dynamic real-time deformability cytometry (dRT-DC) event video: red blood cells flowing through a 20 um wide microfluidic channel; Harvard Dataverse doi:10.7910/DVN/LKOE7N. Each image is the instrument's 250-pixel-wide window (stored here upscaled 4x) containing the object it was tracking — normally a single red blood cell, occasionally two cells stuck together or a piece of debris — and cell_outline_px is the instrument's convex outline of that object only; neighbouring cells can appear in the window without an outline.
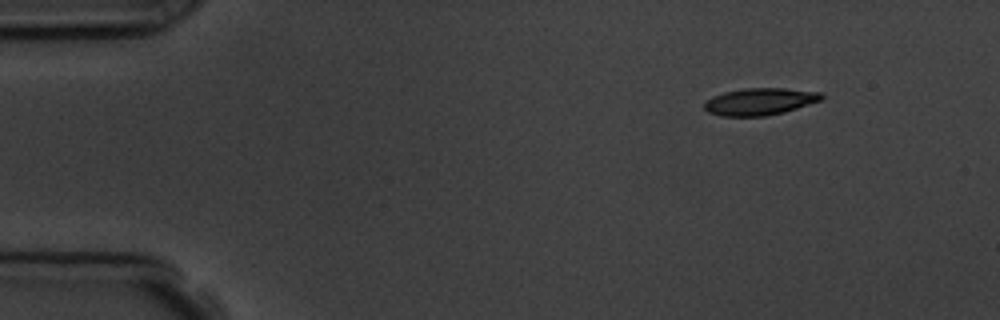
{"species": "common noctule bat (a hibernating species)", "species_latin": "Nyctalus noctula", "temperature_condition": "room temperature", "stored_images_in_passage": 7, "camera_frame_rate_fps": 3000, "um_per_image_px": 0.085, "animal": {"sex": "male", "body_mass_g": 19.5, "forearm_length_mm": 54.6}, "frame": {"image": 1, "passage_image": 1, "time_ms": 0.0, "image_size_px": [1000, 320], "cell_outline_px": [[824, 96], [820, 100], [784, 112], [764, 116], [720, 116], [708, 112], [704, 108], [704, 104], [708, 100], [724, 92], [744, 88], [784, 88], [820, 92]], "centroid_in_image_um": [64.58, 8.63], "position_along_channel_um": 20.4, "area_um2": 18.21}}
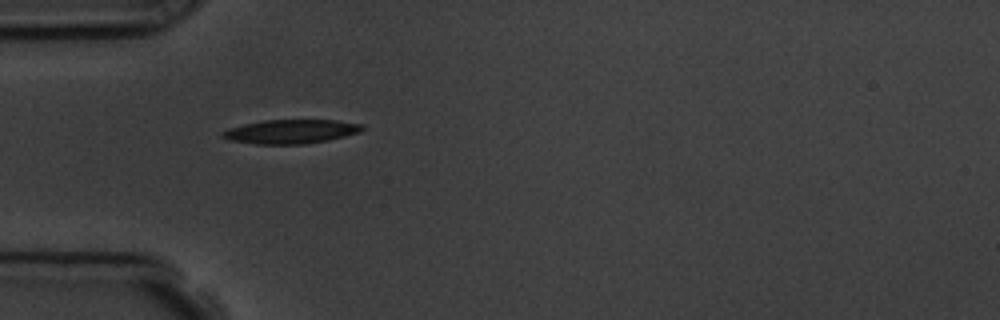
{"frame": {"image": 2, "passage_image": 4, "time_ms": 3.333, "image_size_px": [1000, 320], "cell_outline_px": [[364, 128], [360, 132], [328, 140], [304, 144], [256, 144], [228, 140], [220, 136], [220, 132], [228, 128], [244, 124], [264, 120], [336, 120], [364, 124]], "centroid_in_image_um": [24.7, 11.18], "position_along_channel_um": 60.3, "area_um2": 19.65}}